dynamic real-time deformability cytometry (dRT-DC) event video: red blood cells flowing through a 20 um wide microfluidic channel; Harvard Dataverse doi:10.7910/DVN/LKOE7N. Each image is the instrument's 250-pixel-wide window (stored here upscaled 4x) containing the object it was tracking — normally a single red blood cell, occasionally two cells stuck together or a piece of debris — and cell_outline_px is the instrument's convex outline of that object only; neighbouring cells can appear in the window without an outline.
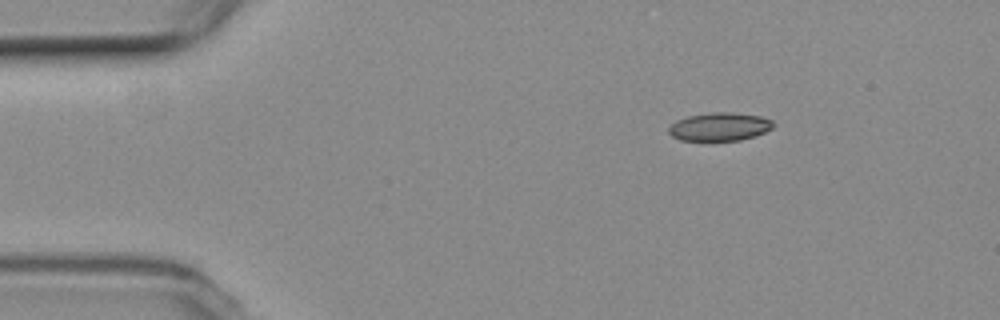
{"species": "common noctule bat (a hibernating species)", "species_latin": "Nyctalus noctula", "temperature_condition": "room temperature", "stored_images_in_passage": 3, "camera_frame_rate_fps": 3000, "um_per_image_px": 0.085, "animal": {"sex": "female", "body_mass_g": 19.3, "forearm_length_mm": 54.1}, "frame": {"image": 1, "passage_image": 1, "time_ms": 0.0, "image_size_px": [1000, 320], "cell_outline_px": [[776, 124], [772, 128], [764, 132], [740, 140], [680, 140], [672, 136], [668, 132], [668, 128], [676, 120], [688, 116], [712, 112], [728, 112], [760, 116], [772, 120]], "centroid_in_image_um": [61.16, 10.76], "position_along_channel_um": 23.8, "area_um2": 17.05}}